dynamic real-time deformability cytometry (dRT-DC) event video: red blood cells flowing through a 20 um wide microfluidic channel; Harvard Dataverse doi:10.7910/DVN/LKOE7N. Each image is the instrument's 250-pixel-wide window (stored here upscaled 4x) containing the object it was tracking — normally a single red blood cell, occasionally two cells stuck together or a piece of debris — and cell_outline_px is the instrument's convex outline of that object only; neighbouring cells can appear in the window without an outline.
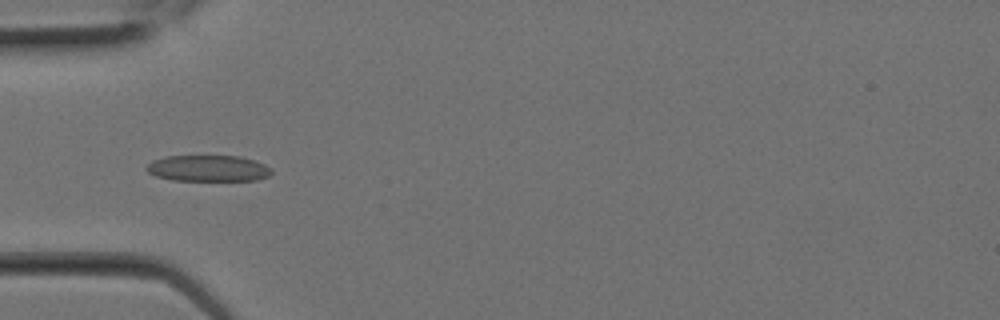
{"species": "Egyptian fruit bat (a non-hibernating species)", "species_latin": "Rousettus aegyptiacus", "temperature_condition": "room temperature", "stored_images_in_passage": 3, "camera_frame_rate_fps": 3000, "um_per_image_px": 0.085, "animal": {"sex": "female"}, "frame": {"image": 1, "passage_image": 3, "time_ms": 0.667, "image_size_px": [1000, 320], "cell_outline_px": [[272, 172], [268, 176], [256, 180], [172, 180], [156, 176], [148, 172], [144, 168], [152, 160], [164, 156], [240, 156], [256, 160], [272, 168]], "centroid_in_image_um": [17.69, 14.3], "position_along_channel_um": 67.3, "area_um2": 19.19}}